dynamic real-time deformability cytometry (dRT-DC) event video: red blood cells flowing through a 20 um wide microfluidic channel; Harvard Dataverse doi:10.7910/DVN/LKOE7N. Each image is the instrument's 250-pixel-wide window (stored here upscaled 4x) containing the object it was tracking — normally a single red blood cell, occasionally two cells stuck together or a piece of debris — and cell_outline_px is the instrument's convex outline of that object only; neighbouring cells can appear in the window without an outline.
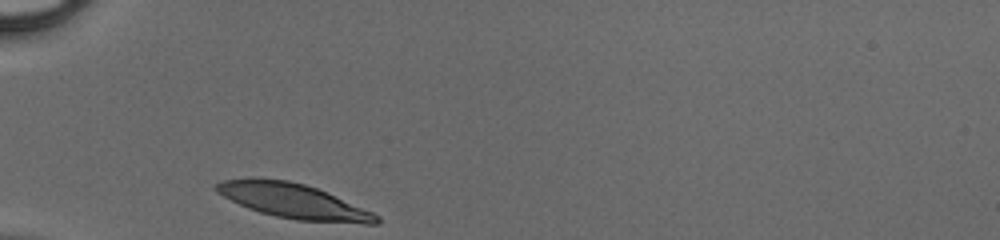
{"species": "human", "species_latin": "Homo sapiens", "temperature_condition": "cold", "stored_images_in_passage": 26, "camera_frame_rate_fps": 3000, "um_per_image_px": 0.085, "donor": {"sex": "male"}, "frame": {"image": 1, "passage_image": 1, "time_ms": 0.0, "image_size_px": [1000, 240], "cell_outline_px": [[380, 224], [364, 224], [296, 220], [276, 216], [260, 212], [248, 208], [216, 192], [212, 188], [220, 180], [248, 176], [256, 176], [288, 180], [304, 184], [316, 188], [372, 212], [380, 216]], "centroid_in_image_um": [24.87, 17.06], "position_along_channel_um": 60.1, "area_um2": 32.71}}
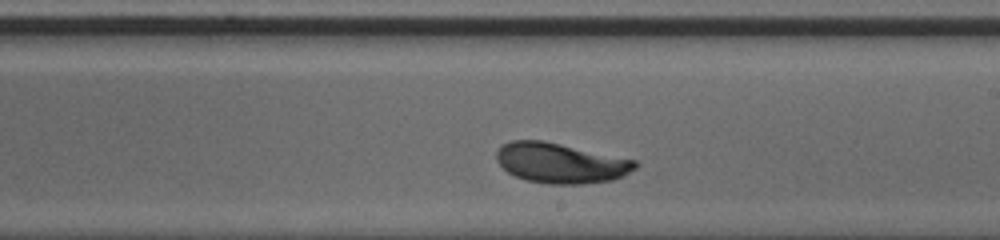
{"frame": {"image": 2, "passage_image": 15, "time_ms": 4.667, "image_size_px": [1000, 240], "cell_outline_px": [[640, 164], [636, 168], [624, 176], [612, 180], [584, 184], [548, 184], [528, 180], [516, 176], [508, 172], [496, 160], [496, 152], [500, 144], [512, 140], [544, 140], [636, 160]], "centroid_in_image_um": [47.66, 13.85], "position_along_channel_um": 241.3, "area_um2": 32.66}}
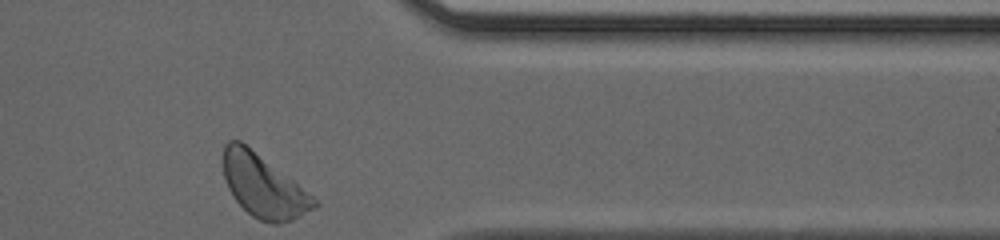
{"frame": {"image": 3, "passage_image": 26, "time_ms": 8.333, "image_size_px": [1000, 240], "cell_outline_px": [[320, 204], [316, 208], [292, 220], [280, 224], [272, 224], [260, 220], [252, 216], [232, 196], [228, 188], [224, 176], [224, 144], [228, 140], [240, 140], [292, 180], [312, 196]], "centroid_in_image_um": [22.38, 15.84], "position_along_channel_um": 389.0, "area_um2": 32.6}}